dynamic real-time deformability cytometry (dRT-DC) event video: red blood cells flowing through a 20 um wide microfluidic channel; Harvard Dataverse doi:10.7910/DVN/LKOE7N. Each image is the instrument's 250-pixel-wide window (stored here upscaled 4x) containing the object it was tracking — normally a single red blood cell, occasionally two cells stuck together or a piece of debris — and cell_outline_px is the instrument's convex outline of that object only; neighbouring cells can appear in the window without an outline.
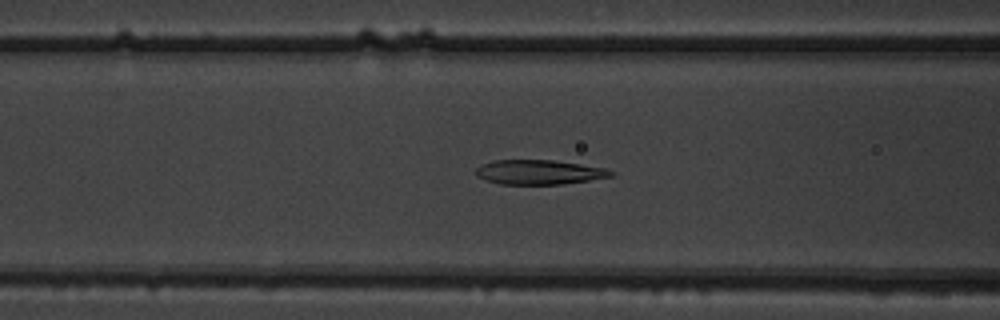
{"species": "common noctule bat (a hibernating species)", "species_latin": "Nyctalus noctula", "temperature_condition": "warm", "stored_images_in_passage": 49, "camera_frame_rate_fps": 3000, "um_per_image_px": 0.085, "animal": {"sex": "male", "body_mass_g": 19.5, "forearm_length_mm": 54.6}, "frame": {"image": 1, "passage_image": 17, "time_ms": 5.333, "image_size_px": [1000, 320], "cell_outline_px": [[616, 172], [612, 176], [564, 184], [500, 184], [484, 180], [476, 176], [476, 168], [480, 164], [496, 160], [552, 160], [608, 168]], "centroid_in_image_um": [45.82, 14.63], "position_along_channel_um": 120.8, "area_um2": 19.42}}
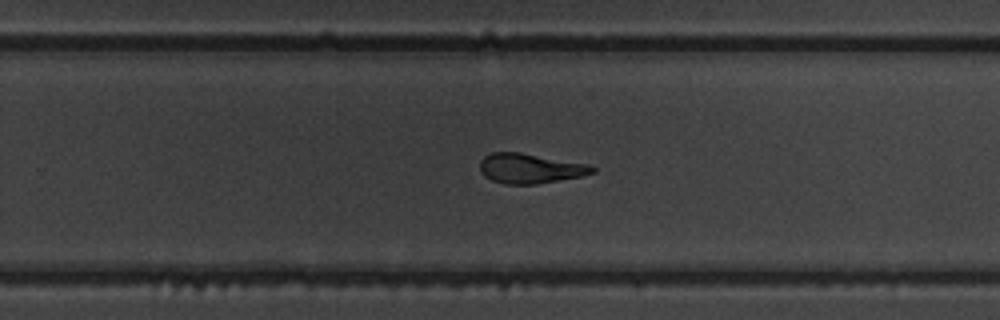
{"frame": {"image": 2, "passage_image": 30, "time_ms": 9.667, "image_size_px": [1000, 320], "cell_outline_px": [[596, 172], [580, 176], [536, 184], [504, 184], [492, 180], [484, 176], [480, 172], [480, 160], [484, 156], [492, 152], [520, 152], [588, 164], [596, 168]], "centroid_in_image_um": [45.03, 14.31], "position_along_channel_um": 284.8, "area_um2": 19.54}}
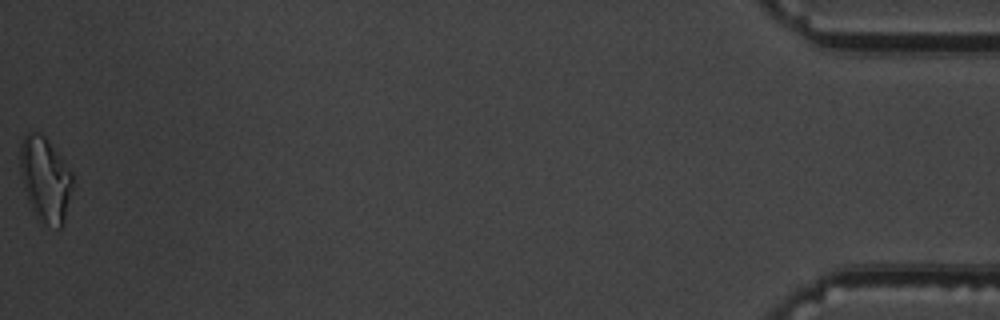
{"frame": {"image": 3, "passage_image": 49, "time_ms": 16.0, "image_size_px": [1000, 320], "cell_outline_px": [[72, 188], [64, 220], [60, 228], [36, 216], [32, 208], [24, 188], [20, 172], [20, 144], [24, 136], [28, 132], [40, 132], [44, 136], [72, 172]], "centroid_in_image_um": [3.83, 15.18], "position_along_channel_um": 431.4, "area_um2": 25.14}, "authors_computed_cell_mechanics": {"area_um2": 20.6346, "velocity_mm_per_s": 3.7981, "shape_relaxation_time_tau1_ms": 5.3572, "shape_relaxation_time_tau2_ms": 1.5771, "deformation_change_tau1": 0.18, "deformation_change_tau2": 0.0908}}